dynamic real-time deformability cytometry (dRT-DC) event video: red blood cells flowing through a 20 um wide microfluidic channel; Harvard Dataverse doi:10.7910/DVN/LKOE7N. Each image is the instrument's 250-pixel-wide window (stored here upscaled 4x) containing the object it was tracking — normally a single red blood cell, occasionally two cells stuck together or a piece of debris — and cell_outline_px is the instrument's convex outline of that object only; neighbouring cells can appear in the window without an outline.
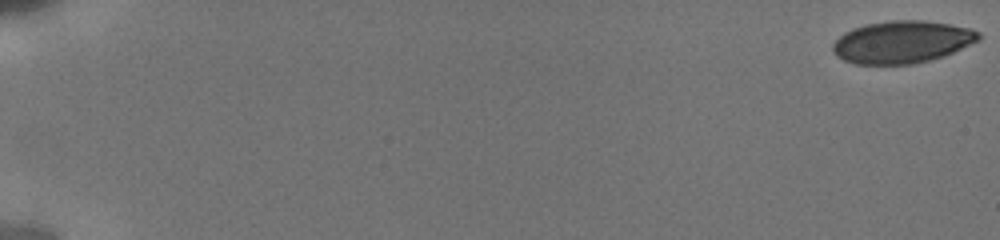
{"species": "human", "species_latin": "Homo sapiens", "temperature_condition": "cold", "stored_images_in_passage": 24, "camera_frame_rate_fps": 3000, "um_per_image_px": 0.085, "donor": {"sex": "male"}, "frame": {"image": 1, "passage_image": 1, "time_ms": 0.0, "image_size_px": [1000, 240], "cell_outline_px": [[980, 40], [944, 56], [912, 64], [856, 64], [844, 60], [836, 56], [832, 52], [832, 44], [844, 32], [852, 28], [864, 24], [892, 20], [924, 20], [972, 28], [980, 32]], "centroid_in_image_um": [76.66, 3.56], "position_along_channel_um": 8.3, "area_um2": 36.13}}